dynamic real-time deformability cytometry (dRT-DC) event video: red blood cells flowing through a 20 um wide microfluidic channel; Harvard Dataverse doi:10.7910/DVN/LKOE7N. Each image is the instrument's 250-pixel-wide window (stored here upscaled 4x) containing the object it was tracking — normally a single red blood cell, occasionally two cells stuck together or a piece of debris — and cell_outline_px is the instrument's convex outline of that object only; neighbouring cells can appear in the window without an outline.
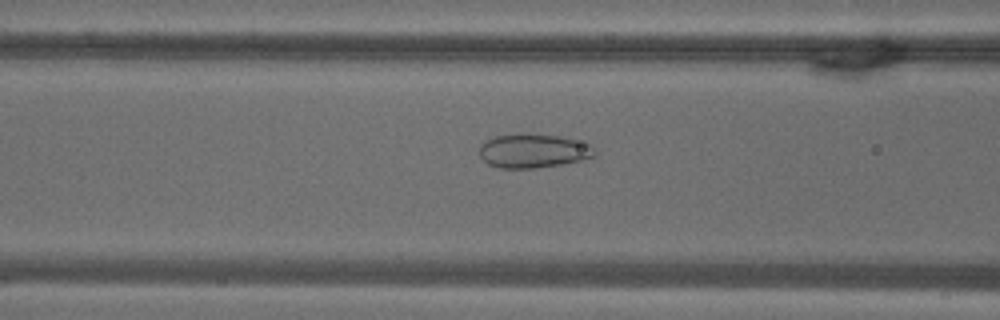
{"species": "common noctule bat (a hibernating species)", "species_latin": "Nyctalus noctula", "temperature_condition": "warm", "stored_images_in_passage": 55, "camera_frame_rate_fps": 3000, "um_per_image_px": 0.085, "animal": {"sex": "male", "body_mass_g": 18.8}, "frame": {"image": 1, "passage_image": 22, "time_ms": 7.0, "image_size_px": [1000, 320], "cell_outline_px": [[596, 156], [564, 164], [532, 168], [500, 168], [488, 164], [480, 156], [480, 144], [496, 136], [520, 132], [528, 132], [560, 136], [592, 144], [596, 152]], "centroid_in_image_um": [45.35, 12.8], "position_along_channel_um": 121.2, "area_um2": 23.18}}
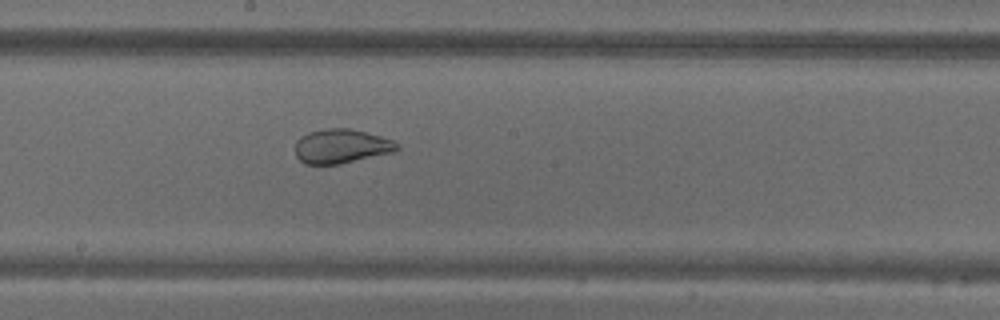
{"frame": {"image": 2, "passage_image": 30, "time_ms": 9.667, "image_size_px": [1000, 320], "cell_outline_px": [[400, 148], [392, 152], [340, 164], [304, 164], [296, 156], [296, 140], [300, 136], [308, 132], [324, 128], [348, 128], [380, 136], [392, 140], [400, 144]], "centroid_in_image_um": [28.99, 12.42], "position_along_channel_um": 219.2, "area_um2": 20.29}}
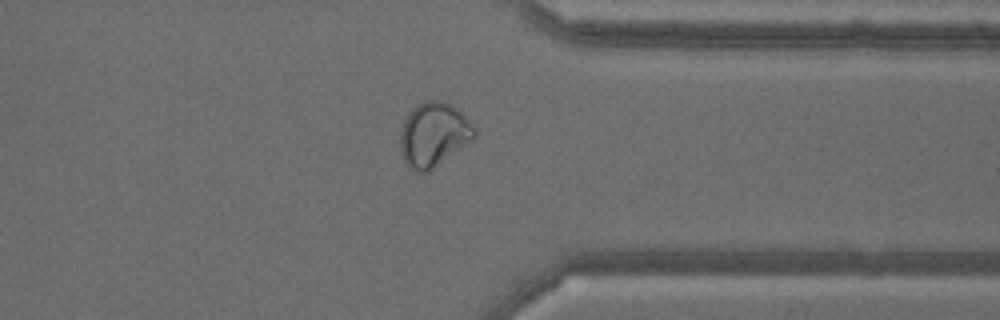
{"frame": {"image": 3, "passage_image": 43, "time_ms": 14.0, "image_size_px": [1000, 320], "cell_outline_px": [[476, 136], [472, 140], [428, 172], [416, 172], [404, 160], [400, 152], [400, 132], [404, 120], [408, 112], [412, 108], [428, 100], [440, 100], [452, 104], [476, 128]], "centroid_in_image_um": [36.85, 11.43], "position_along_channel_um": 374.6, "area_um2": 27.57}}